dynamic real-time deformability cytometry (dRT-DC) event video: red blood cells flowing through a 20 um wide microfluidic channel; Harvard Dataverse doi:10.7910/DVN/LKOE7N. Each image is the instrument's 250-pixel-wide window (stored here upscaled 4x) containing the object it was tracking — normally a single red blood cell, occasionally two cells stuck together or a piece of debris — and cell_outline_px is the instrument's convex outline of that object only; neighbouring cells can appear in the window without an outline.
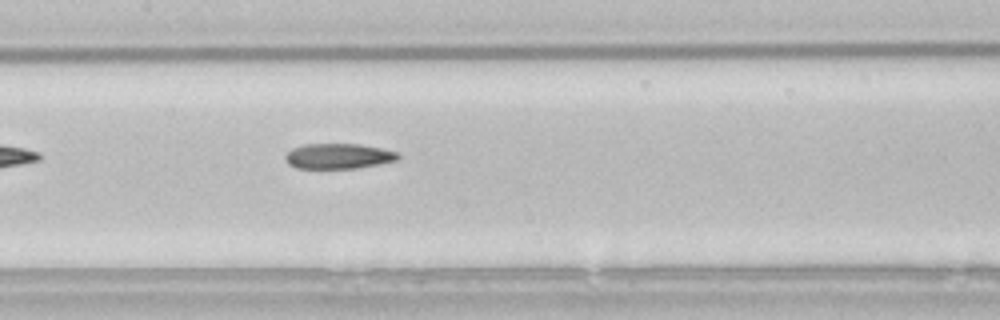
{"species": "common noctule bat (a hibernating species)", "species_latin": "Nyctalus noctula", "temperature_condition": "room temperature", "stored_images_in_passage": 20, "camera_frame_rate_fps": 3000, "um_per_image_px": 0.085, "animal": {"sex": "male", "body_mass_g": 21.5, "forearm_length_mm": 52.0}, "frame": {"image": 1, "passage_image": 9, "time_ms": 2.667, "image_size_px": [1000, 320], "cell_outline_px": [[400, 156], [396, 160], [380, 164], [356, 168], [296, 168], [288, 164], [284, 156], [292, 148], [304, 144], [356, 144], [380, 148], [396, 152]], "centroid_in_image_um": [28.73, 13.27], "position_along_channel_um": 178.7, "area_um2": 16.47}}
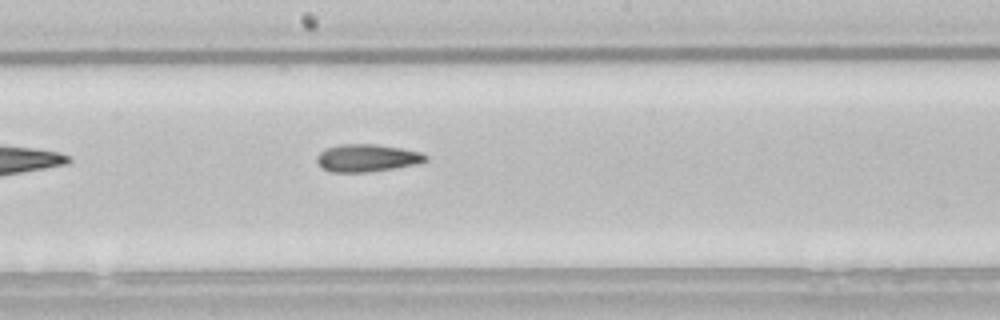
{"frame": {"image": 2, "passage_image": 12, "time_ms": 3.667, "image_size_px": [1000, 320], "cell_outline_px": [[428, 160], [416, 164], [368, 172], [332, 172], [320, 168], [316, 160], [316, 156], [324, 148], [340, 144], [376, 144], [400, 148], [420, 152], [428, 156]], "centroid_in_image_um": [31.14, 13.42], "position_along_channel_um": 217.1, "area_um2": 17.51}}